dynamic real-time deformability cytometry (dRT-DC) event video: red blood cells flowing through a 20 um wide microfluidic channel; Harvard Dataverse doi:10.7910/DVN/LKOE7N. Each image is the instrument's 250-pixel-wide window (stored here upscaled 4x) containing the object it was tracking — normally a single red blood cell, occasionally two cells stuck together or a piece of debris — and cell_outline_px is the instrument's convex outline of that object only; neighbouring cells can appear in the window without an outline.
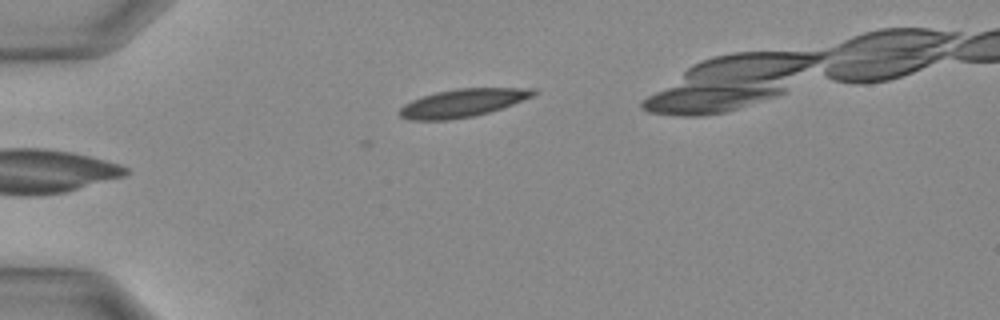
{"species": "Egyptian fruit bat (a non-hibernating species)", "species_latin": "Rousettus aegyptiacus", "temperature_condition": "warm", "stored_images_in_passage": 23, "camera_frame_rate_fps": 3000, "um_per_image_px": 0.085, "animal": {"sex": "female"}, "frame": {"image": 1, "passage_image": 1, "time_ms": 0.0, "image_size_px": [1000, 320], "cell_outline_px": [[536, 92], [532, 96], [512, 104], [488, 112], [472, 116], [448, 120], [408, 120], [400, 116], [396, 112], [404, 104], [412, 100], [436, 92], [460, 88], [536, 88]], "centroid_in_image_um": [39.27, 8.75], "position_along_channel_um": 45.7, "area_um2": 21.62}}
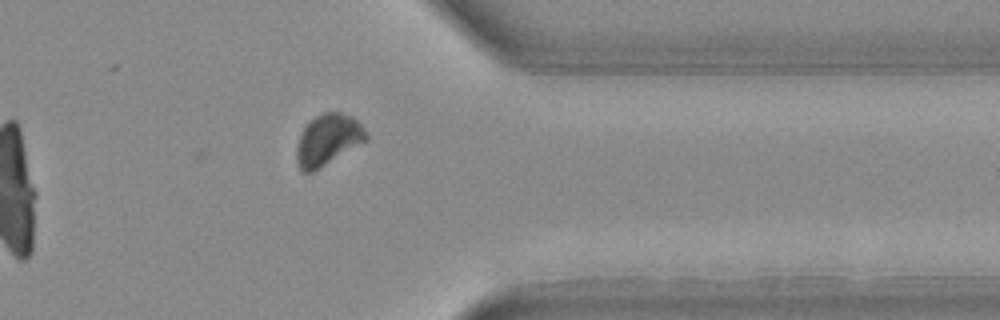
{"frame": {"image": 2, "passage_image": 20, "time_ms": 6.333, "image_size_px": [1000, 320], "cell_outline_px": [[368, 140], [312, 172], [304, 172], [300, 168], [296, 160], [296, 148], [300, 136], [304, 128], [316, 116], [324, 112], [340, 112], [352, 116], [364, 128], [368, 136]], "centroid_in_image_um": [27.89, 11.88], "position_along_channel_um": 383.5, "area_um2": 20.4}}